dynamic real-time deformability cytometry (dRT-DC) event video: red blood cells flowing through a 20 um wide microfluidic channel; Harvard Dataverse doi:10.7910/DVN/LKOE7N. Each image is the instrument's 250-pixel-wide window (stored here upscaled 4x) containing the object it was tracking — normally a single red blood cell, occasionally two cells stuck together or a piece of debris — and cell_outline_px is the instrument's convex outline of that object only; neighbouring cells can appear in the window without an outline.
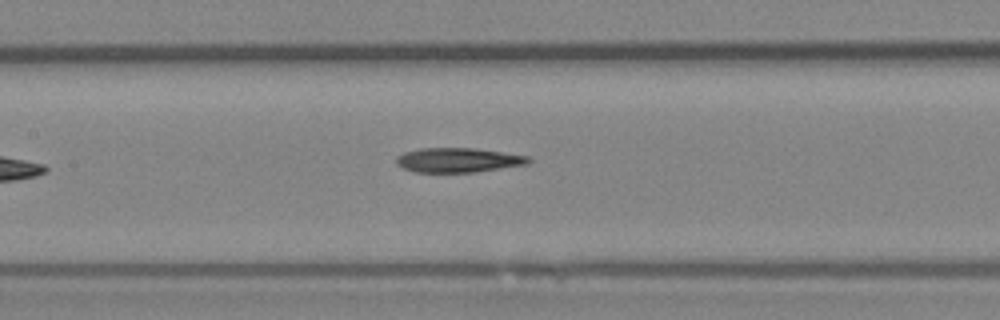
{"species": "Egyptian fruit bat (a non-hibernating species)", "species_latin": "Rousettus aegyptiacus", "temperature_condition": "room temperature", "stored_images_in_passage": 7, "camera_frame_rate_fps": 3000, "um_per_image_px": 0.085, "animal": {"sex": "female"}, "frame": {"image": 1, "passage_image": 7, "time_ms": 2.0, "image_size_px": [1000, 320], "cell_outline_px": [[532, 160], [528, 164], [472, 172], [412, 172], [396, 164], [396, 156], [404, 152], [420, 148], [472, 148], [528, 156]], "centroid_in_image_um": [38.89, 13.61], "position_along_channel_um": 168.5, "area_um2": 18.73}}